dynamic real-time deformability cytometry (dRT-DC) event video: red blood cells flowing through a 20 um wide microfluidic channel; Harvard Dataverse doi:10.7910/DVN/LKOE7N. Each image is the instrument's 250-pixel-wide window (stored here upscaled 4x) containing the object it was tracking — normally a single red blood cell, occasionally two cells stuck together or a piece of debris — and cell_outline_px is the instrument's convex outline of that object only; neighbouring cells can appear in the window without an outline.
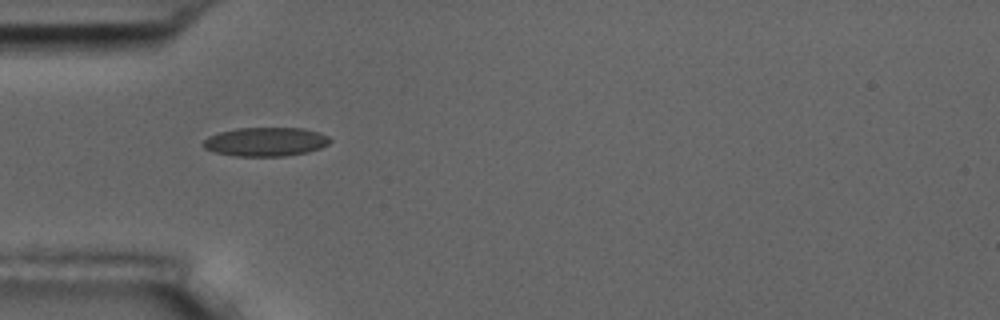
{"species": "common noctule bat (a hibernating species)", "species_latin": "Nyctalus noctula", "temperature_condition": "room temperature", "stored_images_in_passage": 2, "camera_frame_rate_fps": 3000, "um_per_image_px": 0.085, "animal": {"sex": "male", "body_mass_g": 17.5, "forearm_length_mm": 52.3}, "frame": {"image": 1, "passage_image": 1, "time_ms": 0.0, "image_size_px": [1000, 320], "cell_outline_px": [[332, 140], [328, 144], [320, 148], [308, 152], [284, 156], [236, 156], [216, 152], [204, 148], [200, 144], [208, 136], [220, 132], [236, 128], [304, 128], [320, 132], [328, 136]], "centroid_in_image_um": [22.59, 12.04], "position_along_channel_um": 62.4, "area_um2": 21.44}}